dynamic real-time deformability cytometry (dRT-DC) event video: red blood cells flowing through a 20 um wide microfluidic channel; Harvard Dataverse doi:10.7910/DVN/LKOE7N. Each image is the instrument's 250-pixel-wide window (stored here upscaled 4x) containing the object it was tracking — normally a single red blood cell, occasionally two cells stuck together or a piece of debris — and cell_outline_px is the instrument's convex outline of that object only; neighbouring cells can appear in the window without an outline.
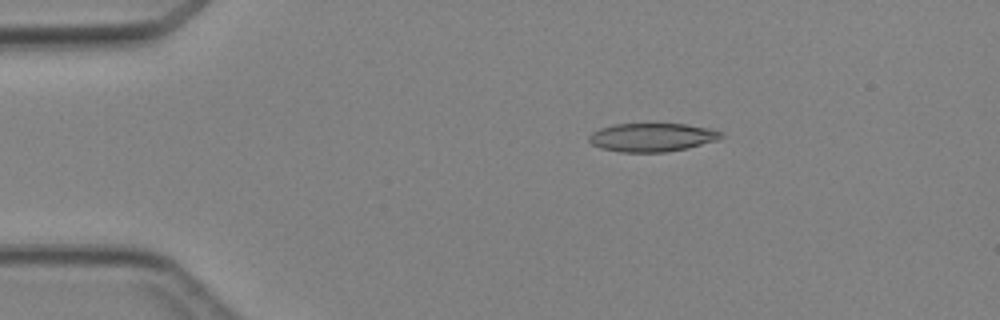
{"species": "Egyptian fruit bat (a non-hibernating species)", "species_latin": "Rousettus aegyptiacus", "temperature_condition": "cold", "stored_images_in_passage": 5, "camera_frame_rate_fps": 3000, "um_per_image_px": 0.085, "animal": {"sex": "female"}, "frame": {"image": 1, "passage_image": 2, "time_ms": 2.0, "image_size_px": [1000, 320], "cell_outline_px": [[724, 136], [720, 140], [688, 148], [664, 152], [620, 152], [600, 148], [592, 144], [588, 140], [588, 136], [592, 132], [600, 128], [616, 124], [684, 124], [708, 128], [720, 132]], "centroid_in_image_um": [55.42, 11.68], "position_along_channel_um": 29.6, "area_um2": 21.96}}
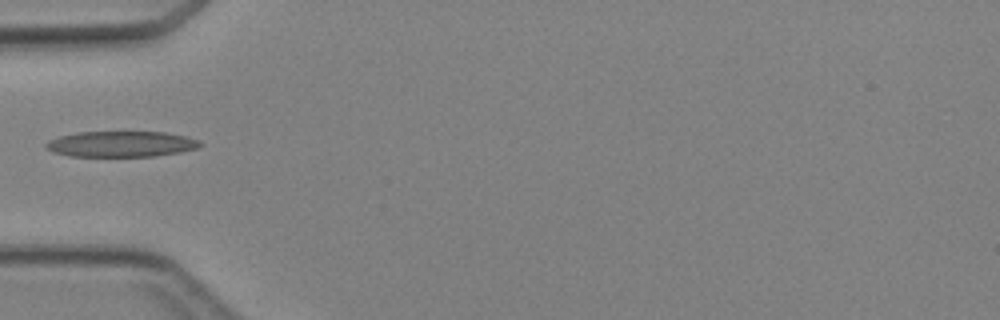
{"frame": {"image": 2, "passage_image": 4, "time_ms": 4.333, "image_size_px": [1000, 320], "cell_outline_px": [[204, 144], [196, 148], [180, 152], [156, 156], [72, 156], [52, 152], [44, 148], [44, 144], [48, 140], [60, 136], [80, 132], [164, 132], [184, 136], [200, 140]], "centroid_in_image_um": [10.28, 12.24], "position_along_channel_um": 74.7, "area_um2": 23.12}}
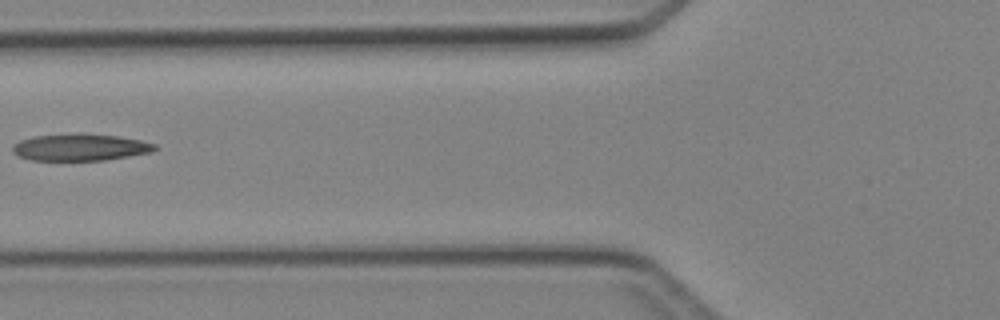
{"frame": {"image": 3, "passage_image": 5, "time_ms": 5.333, "image_size_px": [1000, 320], "cell_outline_px": [[160, 148], [152, 152], [104, 160], [32, 160], [16, 156], [12, 152], [12, 144], [20, 140], [32, 136], [116, 136], [140, 140], [156, 144]], "centroid_in_image_um": [6.8, 12.56], "position_along_channel_um": 119.0, "area_um2": 21.44}}